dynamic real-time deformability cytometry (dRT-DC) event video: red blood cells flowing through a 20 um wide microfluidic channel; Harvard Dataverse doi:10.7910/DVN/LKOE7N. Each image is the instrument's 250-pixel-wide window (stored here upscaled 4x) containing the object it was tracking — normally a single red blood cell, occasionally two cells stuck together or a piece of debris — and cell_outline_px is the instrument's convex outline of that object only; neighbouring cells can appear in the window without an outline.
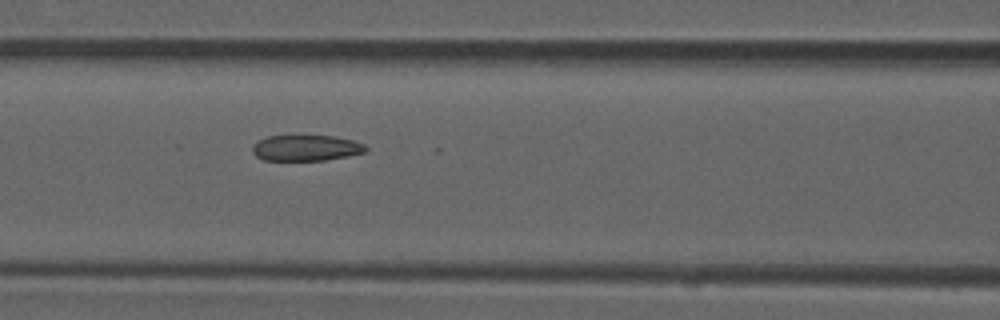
{"species": "common noctule bat (a hibernating species)", "species_latin": "Nyctalus noctula", "temperature_condition": "room temperature", "stored_images_in_passage": 4, "camera_frame_rate_fps": 3000, "um_per_image_px": 0.085, "animal": {"sex": "male", "forearm_length_mm": 52.5}, "frame": {"image": 1, "passage_image": 4, "time_ms": 1.0, "image_size_px": [1000, 320], "cell_outline_px": [[368, 148], [364, 152], [348, 156], [324, 160], [264, 160], [256, 156], [252, 152], [252, 144], [268, 136], [332, 136], [352, 140], [364, 144]], "centroid_in_image_um": [25.99, 12.58], "position_along_channel_um": 140.6, "area_um2": 16.94}}